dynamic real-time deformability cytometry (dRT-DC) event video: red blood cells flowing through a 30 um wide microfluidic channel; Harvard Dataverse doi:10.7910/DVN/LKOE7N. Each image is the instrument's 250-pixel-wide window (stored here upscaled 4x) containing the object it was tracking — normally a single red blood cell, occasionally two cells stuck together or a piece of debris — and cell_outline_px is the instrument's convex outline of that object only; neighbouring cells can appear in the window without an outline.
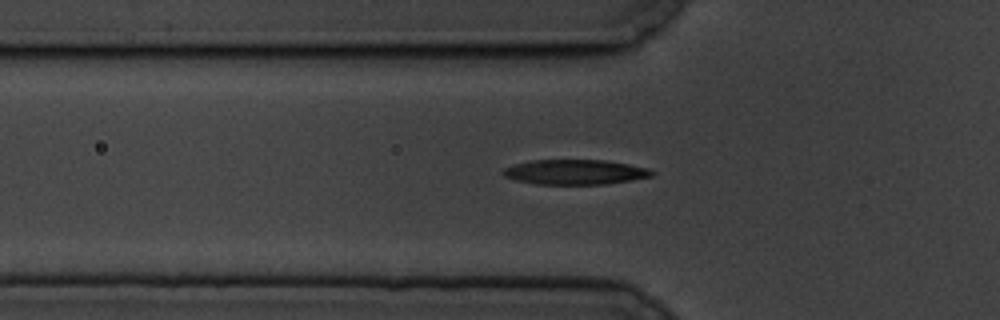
{"species": "common noctule bat (a hibernating species)", "species_latin": "Nyctalus noctula", "temperature_condition": "cold", "stored_images_in_passage": 47, "camera_frame_rate_fps": 3000, "um_per_image_px": 0.085, "animal": {"sex": "male", "body_mass_g": 19.5, "forearm_length_mm": 54.6}, "frame": {"image": 1, "passage_image": 8, "time_ms": 2.333, "image_size_px": [1000, 320], "cell_outline_px": [[656, 172], [652, 176], [632, 180], [604, 184], [536, 184], [516, 180], [504, 176], [500, 172], [504, 168], [516, 164], [532, 160], [604, 160], [628, 164], [648, 168]], "centroid_in_image_um": [48.88, 14.62], "position_along_channel_um": 76.9, "area_um2": 21.56}}
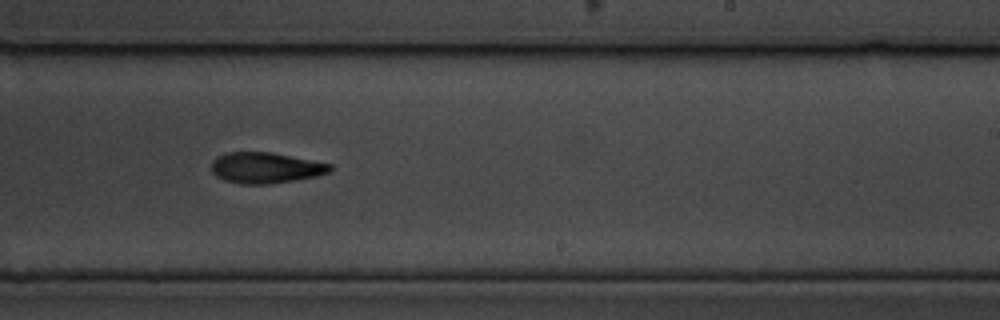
{"frame": {"image": 2, "passage_image": 25, "time_ms": 8.0, "image_size_px": [1000, 320], "cell_outline_px": [[332, 168], [328, 172], [316, 176], [268, 184], [240, 184], [224, 180], [216, 176], [212, 172], [212, 160], [216, 156], [228, 152], [272, 152], [332, 164]], "centroid_in_image_um": [22.54, 14.25], "position_along_channel_um": 266.5, "area_um2": 21.27}}
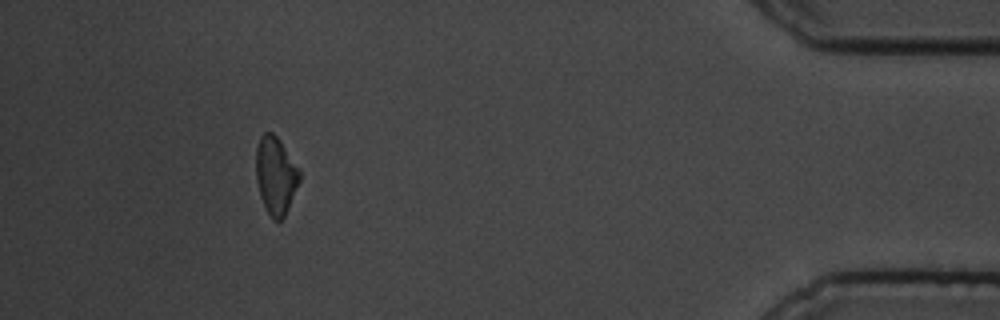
{"frame": {"image": 3, "passage_image": 43, "time_ms": 14.0, "image_size_px": [1000, 320], "cell_outline_px": [[300, 180], [288, 208], [284, 216], [280, 220], [272, 220], [260, 196], [256, 180], [256, 148], [260, 136], [264, 132], [272, 132], [280, 140], [300, 168]], "centroid_in_image_um": [23.43, 14.88], "position_along_channel_um": 411.8, "area_um2": 19.71}}